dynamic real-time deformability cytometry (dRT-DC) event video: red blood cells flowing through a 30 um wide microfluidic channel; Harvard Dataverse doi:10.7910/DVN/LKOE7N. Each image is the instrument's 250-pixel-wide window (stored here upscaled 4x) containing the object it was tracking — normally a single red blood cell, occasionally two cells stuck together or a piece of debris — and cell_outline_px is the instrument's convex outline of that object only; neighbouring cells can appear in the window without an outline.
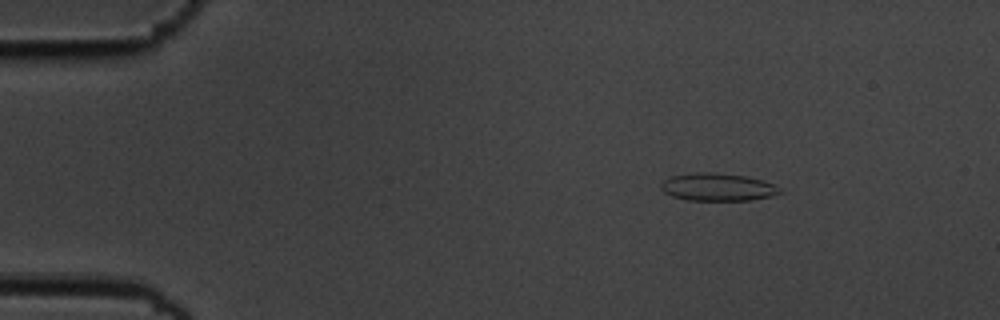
{"species": "common noctule bat (a hibernating species)", "species_latin": "Nyctalus noctula", "temperature_condition": "cold", "stored_images_in_passage": 4, "camera_frame_rate_fps": 3000, "um_per_image_px": 0.085, "animal": {"sex": "male", "body_mass_g": 19.5, "forearm_length_mm": 54.6}, "frame": {"image": 1, "passage_image": 1, "time_ms": 0.0, "image_size_px": [1000, 320], "cell_outline_px": [[784, 192], [772, 196], [752, 200], [688, 200], [672, 196], [664, 192], [660, 188], [660, 184], [664, 180], [672, 176], [696, 172], [716, 172], [748, 176], [764, 180], [780, 188]], "centroid_in_image_um": [61.03, 15.89], "position_along_channel_um": 24.0, "area_um2": 19.36}}